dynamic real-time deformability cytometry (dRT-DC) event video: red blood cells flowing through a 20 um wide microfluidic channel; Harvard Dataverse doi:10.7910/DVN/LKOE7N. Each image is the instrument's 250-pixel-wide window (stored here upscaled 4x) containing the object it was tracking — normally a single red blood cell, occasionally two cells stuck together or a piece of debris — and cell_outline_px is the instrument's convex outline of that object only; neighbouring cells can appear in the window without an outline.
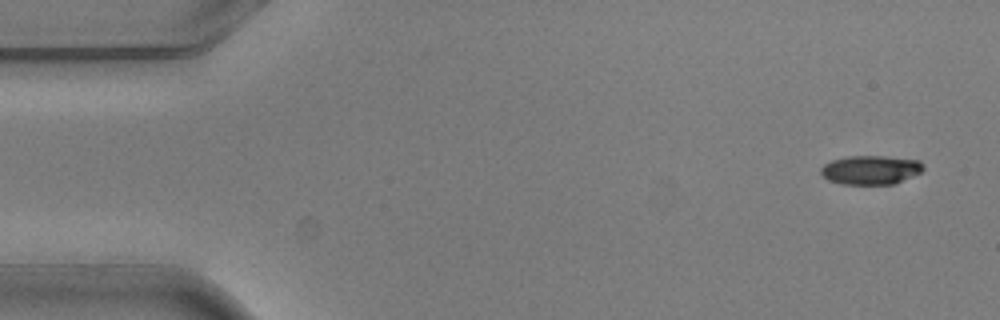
{"species": "common noctule bat (a hibernating species)", "species_latin": "Nyctalus noctula", "temperature_condition": "warm", "stored_images_in_passage": 3, "camera_frame_rate_fps": 3000, "um_per_image_px": 0.085, "animal": {"sex": "male", "body_mass_g": 20.5, "forearm_length_mm": 52.5}, "frame": {"image": 1, "passage_image": 1, "time_ms": 0.0, "image_size_px": [1000, 320], "cell_outline_px": [[924, 168], [920, 172], [896, 184], [840, 184], [828, 180], [820, 172], [820, 168], [824, 164], [832, 160], [848, 156], [884, 156], [920, 160], [924, 164]], "centroid_in_image_um": [74.01, 14.44], "position_along_channel_um": 11.0, "area_um2": 17.4}}
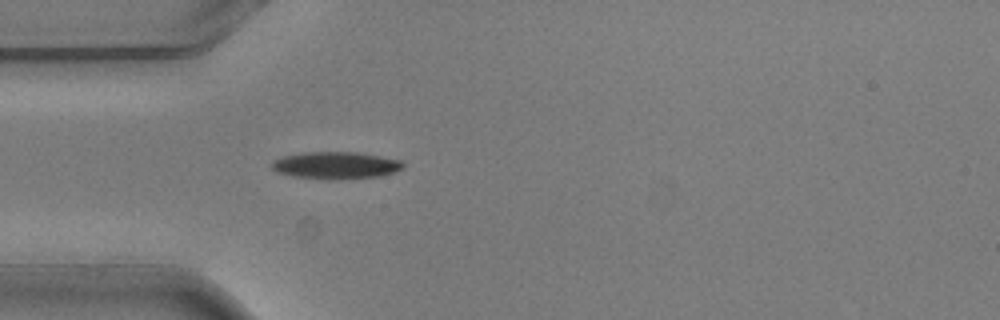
{"frame": {"image": 2, "passage_image": 3, "time_ms": 0.667, "image_size_px": [1000, 320], "cell_outline_px": [[404, 168], [396, 172], [380, 176], [336, 180], [292, 176], [276, 172], [268, 164], [272, 160], [284, 156], [304, 152], [360, 152], [400, 160], [404, 164]], "centroid_in_image_um": [28.53, 14.05], "position_along_channel_um": 56.5, "area_um2": 21.04}}